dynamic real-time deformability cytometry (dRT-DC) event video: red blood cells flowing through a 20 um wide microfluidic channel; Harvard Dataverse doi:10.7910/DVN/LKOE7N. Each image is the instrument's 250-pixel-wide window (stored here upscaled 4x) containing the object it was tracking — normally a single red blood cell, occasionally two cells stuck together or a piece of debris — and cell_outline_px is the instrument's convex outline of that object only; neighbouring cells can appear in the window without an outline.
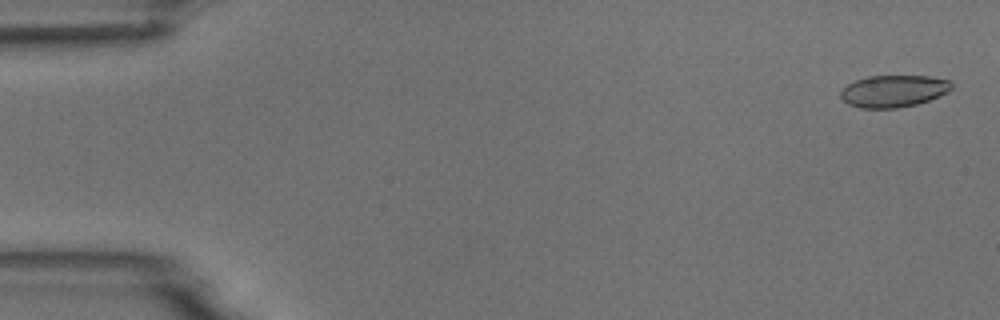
{"species": "common noctule bat (a hibernating species)", "species_latin": "Nyctalus noctula", "temperature_condition": "room temperature", "stored_images_in_passage": 6, "camera_frame_rate_fps": 3000, "um_per_image_px": 0.085, "animal": {"sex": "male", "body_mass_g": 18.8}, "frame": {"image": 1, "passage_image": 1, "time_ms": 0.0, "image_size_px": [1000, 320], "cell_outline_px": [[952, 88], [948, 92], [928, 100], [916, 104], [896, 108], [860, 108], [848, 104], [840, 96], [840, 92], [848, 84], [856, 80], [868, 76], [928, 76], [948, 80], [952, 84]], "centroid_in_image_um": [75.94, 7.74], "position_along_channel_um": 9.1, "area_um2": 20.52}}
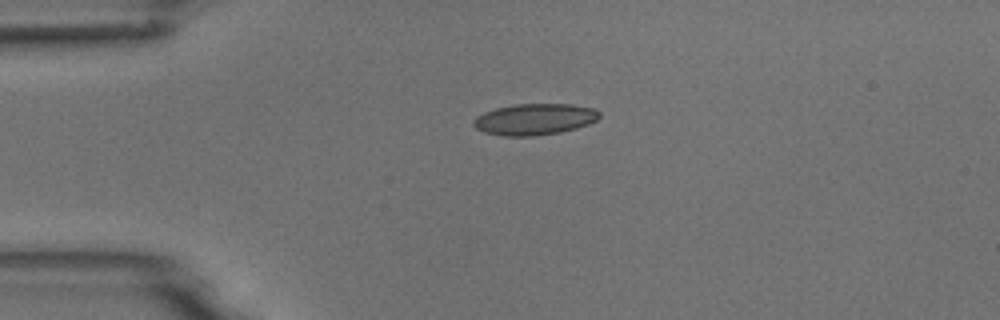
{"frame": {"image": 2, "passage_image": 4, "time_ms": 1.0, "image_size_px": [1000, 320], "cell_outline_px": [[600, 116], [596, 120], [588, 124], [576, 128], [560, 132], [532, 136], [504, 136], [484, 132], [476, 128], [472, 124], [472, 120], [476, 116], [484, 112], [496, 108], [512, 104], [572, 104], [596, 108], [600, 112]], "centroid_in_image_um": [45.43, 10.13], "position_along_channel_um": 39.6, "area_um2": 23.12}}